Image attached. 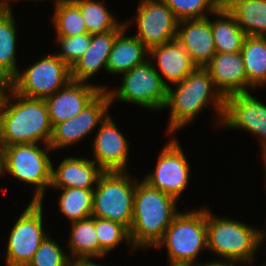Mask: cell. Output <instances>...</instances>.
<instances>
[{
	"mask_svg": "<svg viewBox=\"0 0 266 266\" xmlns=\"http://www.w3.org/2000/svg\"><path fill=\"white\" fill-rule=\"evenodd\" d=\"M176 39L188 52L196 67H206L216 54L208 17L180 20Z\"/></svg>",
	"mask_w": 266,
	"mask_h": 266,
	"instance_id": "obj_17",
	"label": "cell"
},
{
	"mask_svg": "<svg viewBox=\"0 0 266 266\" xmlns=\"http://www.w3.org/2000/svg\"><path fill=\"white\" fill-rule=\"evenodd\" d=\"M13 11L0 9V79L10 81L18 72L16 65L17 29Z\"/></svg>",
	"mask_w": 266,
	"mask_h": 266,
	"instance_id": "obj_26",
	"label": "cell"
},
{
	"mask_svg": "<svg viewBox=\"0 0 266 266\" xmlns=\"http://www.w3.org/2000/svg\"><path fill=\"white\" fill-rule=\"evenodd\" d=\"M169 266H187V265H177V264H171Z\"/></svg>",
	"mask_w": 266,
	"mask_h": 266,
	"instance_id": "obj_41",
	"label": "cell"
},
{
	"mask_svg": "<svg viewBox=\"0 0 266 266\" xmlns=\"http://www.w3.org/2000/svg\"><path fill=\"white\" fill-rule=\"evenodd\" d=\"M148 55L157 59L159 72L171 84L181 82L196 68L188 52L177 39L152 48Z\"/></svg>",
	"mask_w": 266,
	"mask_h": 266,
	"instance_id": "obj_21",
	"label": "cell"
},
{
	"mask_svg": "<svg viewBox=\"0 0 266 266\" xmlns=\"http://www.w3.org/2000/svg\"><path fill=\"white\" fill-rule=\"evenodd\" d=\"M61 189L58 204L60 211L71 222L80 221L92 216L94 189L57 188Z\"/></svg>",
	"mask_w": 266,
	"mask_h": 266,
	"instance_id": "obj_29",
	"label": "cell"
},
{
	"mask_svg": "<svg viewBox=\"0 0 266 266\" xmlns=\"http://www.w3.org/2000/svg\"><path fill=\"white\" fill-rule=\"evenodd\" d=\"M179 142L173 138L160 151L155 170L144 181L176 199L186 189L190 167Z\"/></svg>",
	"mask_w": 266,
	"mask_h": 266,
	"instance_id": "obj_12",
	"label": "cell"
},
{
	"mask_svg": "<svg viewBox=\"0 0 266 266\" xmlns=\"http://www.w3.org/2000/svg\"><path fill=\"white\" fill-rule=\"evenodd\" d=\"M214 86L224 98L232 94L247 93V75L240 51L216 53L206 66Z\"/></svg>",
	"mask_w": 266,
	"mask_h": 266,
	"instance_id": "obj_18",
	"label": "cell"
},
{
	"mask_svg": "<svg viewBox=\"0 0 266 266\" xmlns=\"http://www.w3.org/2000/svg\"><path fill=\"white\" fill-rule=\"evenodd\" d=\"M219 19L211 21V32L216 53H234L242 49L246 34L239 27L235 17L221 4L214 12Z\"/></svg>",
	"mask_w": 266,
	"mask_h": 266,
	"instance_id": "obj_24",
	"label": "cell"
},
{
	"mask_svg": "<svg viewBox=\"0 0 266 266\" xmlns=\"http://www.w3.org/2000/svg\"><path fill=\"white\" fill-rule=\"evenodd\" d=\"M106 87L70 80L60 90L45 99L52 127L79 114Z\"/></svg>",
	"mask_w": 266,
	"mask_h": 266,
	"instance_id": "obj_15",
	"label": "cell"
},
{
	"mask_svg": "<svg viewBox=\"0 0 266 266\" xmlns=\"http://www.w3.org/2000/svg\"><path fill=\"white\" fill-rule=\"evenodd\" d=\"M222 126L241 129L261 137L262 148L266 147V105L250 92L237 93L225 98Z\"/></svg>",
	"mask_w": 266,
	"mask_h": 266,
	"instance_id": "obj_14",
	"label": "cell"
},
{
	"mask_svg": "<svg viewBox=\"0 0 266 266\" xmlns=\"http://www.w3.org/2000/svg\"><path fill=\"white\" fill-rule=\"evenodd\" d=\"M108 115L98 127L93 143V160L104 172L126 171L128 142Z\"/></svg>",
	"mask_w": 266,
	"mask_h": 266,
	"instance_id": "obj_16",
	"label": "cell"
},
{
	"mask_svg": "<svg viewBox=\"0 0 266 266\" xmlns=\"http://www.w3.org/2000/svg\"><path fill=\"white\" fill-rule=\"evenodd\" d=\"M130 178L126 171L103 172L93 191L92 216L130 229L136 188V180Z\"/></svg>",
	"mask_w": 266,
	"mask_h": 266,
	"instance_id": "obj_6",
	"label": "cell"
},
{
	"mask_svg": "<svg viewBox=\"0 0 266 266\" xmlns=\"http://www.w3.org/2000/svg\"><path fill=\"white\" fill-rule=\"evenodd\" d=\"M10 91V81L0 79V116L6 95Z\"/></svg>",
	"mask_w": 266,
	"mask_h": 266,
	"instance_id": "obj_35",
	"label": "cell"
},
{
	"mask_svg": "<svg viewBox=\"0 0 266 266\" xmlns=\"http://www.w3.org/2000/svg\"><path fill=\"white\" fill-rule=\"evenodd\" d=\"M94 264L95 263L91 261V259L70 258L65 264V266H93Z\"/></svg>",
	"mask_w": 266,
	"mask_h": 266,
	"instance_id": "obj_36",
	"label": "cell"
},
{
	"mask_svg": "<svg viewBox=\"0 0 266 266\" xmlns=\"http://www.w3.org/2000/svg\"><path fill=\"white\" fill-rule=\"evenodd\" d=\"M81 11V16L85 22L87 33H106L114 29H124L125 22L118 23L116 18L107 8L96 0H72Z\"/></svg>",
	"mask_w": 266,
	"mask_h": 266,
	"instance_id": "obj_28",
	"label": "cell"
},
{
	"mask_svg": "<svg viewBox=\"0 0 266 266\" xmlns=\"http://www.w3.org/2000/svg\"><path fill=\"white\" fill-rule=\"evenodd\" d=\"M38 144H15L3 147L2 175L9 173L22 182L36 186L32 201L42 202L51 187L53 165L47 151Z\"/></svg>",
	"mask_w": 266,
	"mask_h": 266,
	"instance_id": "obj_7",
	"label": "cell"
},
{
	"mask_svg": "<svg viewBox=\"0 0 266 266\" xmlns=\"http://www.w3.org/2000/svg\"><path fill=\"white\" fill-rule=\"evenodd\" d=\"M123 29L91 34L88 49L71 67V80L86 82L102 67L107 71V61L117 35Z\"/></svg>",
	"mask_w": 266,
	"mask_h": 266,
	"instance_id": "obj_19",
	"label": "cell"
},
{
	"mask_svg": "<svg viewBox=\"0 0 266 266\" xmlns=\"http://www.w3.org/2000/svg\"><path fill=\"white\" fill-rule=\"evenodd\" d=\"M8 94L0 116L2 147L15 144H38L43 140L47 151H52L49 143L53 127L45 100L21 96L11 88ZM9 98L15 101H10Z\"/></svg>",
	"mask_w": 266,
	"mask_h": 266,
	"instance_id": "obj_1",
	"label": "cell"
},
{
	"mask_svg": "<svg viewBox=\"0 0 266 266\" xmlns=\"http://www.w3.org/2000/svg\"><path fill=\"white\" fill-rule=\"evenodd\" d=\"M69 259L60 245L47 236L27 266H65Z\"/></svg>",
	"mask_w": 266,
	"mask_h": 266,
	"instance_id": "obj_33",
	"label": "cell"
},
{
	"mask_svg": "<svg viewBox=\"0 0 266 266\" xmlns=\"http://www.w3.org/2000/svg\"><path fill=\"white\" fill-rule=\"evenodd\" d=\"M95 231L99 240V258L105 257L122 240L132 246L129 229L121 223L95 217Z\"/></svg>",
	"mask_w": 266,
	"mask_h": 266,
	"instance_id": "obj_31",
	"label": "cell"
},
{
	"mask_svg": "<svg viewBox=\"0 0 266 266\" xmlns=\"http://www.w3.org/2000/svg\"><path fill=\"white\" fill-rule=\"evenodd\" d=\"M53 22L57 37H72L87 33L80 8L72 0H62L55 5Z\"/></svg>",
	"mask_w": 266,
	"mask_h": 266,
	"instance_id": "obj_30",
	"label": "cell"
},
{
	"mask_svg": "<svg viewBox=\"0 0 266 266\" xmlns=\"http://www.w3.org/2000/svg\"><path fill=\"white\" fill-rule=\"evenodd\" d=\"M57 38L60 42L62 52L56 53V55L71 68L88 49L91 41V34L84 33L72 37Z\"/></svg>",
	"mask_w": 266,
	"mask_h": 266,
	"instance_id": "obj_34",
	"label": "cell"
},
{
	"mask_svg": "<svg viewBox=\"0 0 266 266\" xmlns=\"http://www.w3.org/2000/svg\"><path fill=\"white\" fill-rule=\"evenodd\" d=\"M111 100L106 91H102L75 117L56 124L53 127L49 146L52 150L77 143L108 116Z\"/></svg>",
	"mask_w": 266,
	"mask_h": 266,
	"instance_id": "obj_13",
	"label": "cell"
},
{
	"mask_svg": "<svg viewBox=\"0 0 266 266\" xmlns=\"http://www.w3.org/2000/svg\"><path fill=\"white\" fill-rule=\"evenodd\" d=\"M163 243L167 247L170 264H196L200 251L208 248L207 208L179 212L156 248H161Z\"/></svg>",
	"mask_w": 266,
	"mask_h": 266,
	"instance_id": "obj_5",
	"label": "cell"
},
{
	"mask_svg": "<svg viewBox=\"0 0 266 266\" xmlns=\"http://www.w3.org/2000/svg\"><path fill=\"white\" fill-rule=\"evenodd\" d=\"M167 89V99L164 106L170 109L167 133L170 134L187 125L204 109L209 101L217 111V117L222 124L225 111V98L214 86L210 72L206 67H196L181 82ZM213 88V89H212ZM213 100V101H212Z\"/></svg>",
	"mask_w": 266,
	"mask_h": 266,
	"instance_id": "obj_2",
	"label": "cell"
},
{
	"mask_svg": "<svg viewBox=\"0 0 266 266\" xmlns=\"http://www.w3.org/2000/svg\"><path fill=\"white\" fill-rule=\"evenodd\" d=\"M103 172L93 160L70 156L52 168L51 188L94 189Z\"/></svg>",
	"mask_w": 266,
	"mask_h": 266,
	"instance_id": "obj_20",
	"label": "cell"
},
{
	"mask_svg": "<svg viewBox=\"0 0 266 266\" xmlns=\"http://www.w3.org/2000/svg\"><path fill=\"white\" fill-rule=\"evenodd\" d=\"M2 159H3V147L0 143V175L2 174Z\"/></svg>",
	"mask_w": 266,
	"mask_h": 266,
	"instance_id": "obj_39",
	"label": "cell"
},
{
	"mask_svg": "<svg viewBox=\"0 0 266 266\" xmlns=\"http://www.w3.org/2000/svg\"><path fill=\"white\" fill-rule=\"evenodd\" d=\"M240 53L246 70L247 88L266 84V36H246Z\"/></svg>",
	"mask_w": 266,
	"mask_h": 266,
	"instance_id": "obj_25",
	"label": "cell"
},
{
	"mask_svg": "<svg viewBox=\"0 0 266 266\" xmlns=\"http://www.w3.org/2000/svg\"><path fill=\"white\" fill-rule=\"evenodd\" d=\"M42 202L31 201L13 226L7 245L6 266H27L49 236L43 229Z\"/></svg>",
	"mask_w": 266,
	"mask_h": 266,
	"instance_id": "obj_10",
	"label": "cell"
},
{
	"mask_svg": "<svg viewBox=\"0 0 266 266\" xmlns=\"http://www.w3.org/2000/svg\"><path fill=\"white\" fill-rule=\"evenodd\" d=\"M246 36H266V0H224Z\"/></svg>",
	"mask_w": 266,
	"mask_h": 266,
	"instance_id": "obj_23",
	"label": "cell"
},
{
	"mask_svg": "<svg viewBox=\"0 0 266 266\" xmlns=\"http://www.w3.org/2000/svg\"><path fill=\"white\" fill-rule=\"evenodd\" d=\"M224 260L222 259V261H214V262H208L206 264H194V265H190V266H235L232 263L229 262H223Z\"/></svg>",
	"mask_w": 266,
	"mask_h": 266,
	"instance_id": "obj_37",
	"label": "cell"
},
{
	"mask_svg": "<svg viewBox=\"0 0 266 266\" xmlns=\"http://www.w3.org/2000/svg\"><path fill=\"white\" fill-rule=\"evenodd\" d=\"M149 59L123 74L122 84L116 90H106L111 100L135 103L148 109H163L167 99L168 82L164 81Z\"/></svg>",
	"mask_w": 266,
	"mask_h": 266,
	"instance_id": "obj_8",
	"label": "cell"
},
{
	"mask_svg": "<svg viewBox=\"0 0 266 266\" xmlns=\"http://www.w3.org/2000/svg\"><path fill=\"white\" fill-rule=\"evenodd\" d=\"M15 1V0H14ZM34 1V0H33ZM56 2H55V5H57L60 1H62V0H55ZM10 4H9V1H7V0H1V2H0V9H3V10H6V11H10V12H12V9H11V7L9 6Z\"/></svg>",
	"mask_w": 266,
	"mask_h": 266,
	"instance_id": "obj_38",
	"label": "cell"
},
{
	"mask_svg": "<svg viewBox=\"0 0 266 266\" xmlns=\"http://www.w3.org/2000/svg\"><path fill=\"white\" fill-rule=\"evenodd\" d=\"M117 35L107 61V72L124 74L134 67L143 64L149 51L135 36H125L129 23ZM146 53V54H145Z\"/></svg>",
	"mask_w": 266,
	"mask_h": 266,
	"instance_id": "obj_22",
	"label": "cell"
},
{
	"mask_svg": "<svg viewBox=\"0 0 266 266\" xmlns=\"http://www.w3.org/2000/svg\"><path fill=\"white\" fill-rule=\"evenodd\" d=\"M71 80V68L56 54L46 56L20 71L10 80V88L17 94L43 99L52 96Z\"/></svg>",
	"mask_w": 266,
	"mask_h": 266,
	"instance_id": "obj_9",
	"label": "cell"
},
{
	"mask_svg": "<svg viewBox=\"0 0 266 266\" xmlns=\"http://www.w3.org/2000/svg\"><path fill=\"white\" fill-rule=\"evenodd\" d=\"M177 199L147 182L136 181L133 221L129 229L132 248L157 246L175 216Z\"/></svg>",
	"mask_w": 266,
	"mask_h": 266,
	"instance_id": "obj_3",
	"label": "cell"
},
{
	"mask_svg": "<svg viewBox=\"0 0 266 266\" xmlns=\"http://www.w3.org/2000/svg\"><path fill=\"white\" fill-rule=\"evenodd\" d=\"M179 21L163 0H141L136 17L138 34L134 36L150 51L176 39Z\"/></svg>",
	"mask_w": 266,
	"mask_h": 266,
	"instance_id": "obj_11",
	"label": "cell"
},
{
	"mask_svg": "<svg viewBox=\"0 0 266 266\" xmlns=\"http://www.w3.org/2000/svg\"><path fill=\"white\" fill-rule=\"evenodd\" d=\"M259 230L237 220L215 217L207 209V249L225 262L234 265L253 262L257 248L266 236Z\"/></svg>",
	"mask_w": 266,
	"mask_h": 266,
	"instance_id": "obj_4",
	"label": "cell"
},
{
	"mask_svg": "<svg viewBox=\"0 0 266 266\" xmlns=\"http://www.w3.org/2000/svg\"><path fill=\"white\" fill-rule=\"evenodd\" d=\"M69 247L70 258H99V240L95 231V217L90 216L80 221L71 222ZM94 257V258H93Z\"/></svg>",
	"mask_w": 266,
	"mask_h": 266,
	"instance_id": "obj_27",
	"label": "cell"
},
{
	"mask_svg": "<svg viewBox=\"0 0 266 266\" xmlns=\"http://www.w3.org/2000/svg\"><path fill=\"white\" fill-rule=\"evenodd\" d=\"M179 20L207 18L214 14L221 3L218 0H163ZM207 10V12H206Z\"/></svg>",
	"mask_w": 266,
	"mask_h": 266,
	"instance_id": "obj_32",
	"label": "cell"
},
{
	"mask_svg": "<svg viewBox=\"0 0 266 266\" xmlns=\"http://www.w3.org/2000/svg\"><path fill=\"white\" fill-rule=\"evenodd\" d=\"M262 151H263V160L265 161L264 163V165H265V167H266V147L265 148H262ZM266 169V168H265ZM266 172V171H265ZM266 175V174H265Z\"/></svg>",
	"mask_w": 266,
	"mask_h": 266,
	"instance_id": "obj_40",
	"label": "cell"
}]
</instances>
